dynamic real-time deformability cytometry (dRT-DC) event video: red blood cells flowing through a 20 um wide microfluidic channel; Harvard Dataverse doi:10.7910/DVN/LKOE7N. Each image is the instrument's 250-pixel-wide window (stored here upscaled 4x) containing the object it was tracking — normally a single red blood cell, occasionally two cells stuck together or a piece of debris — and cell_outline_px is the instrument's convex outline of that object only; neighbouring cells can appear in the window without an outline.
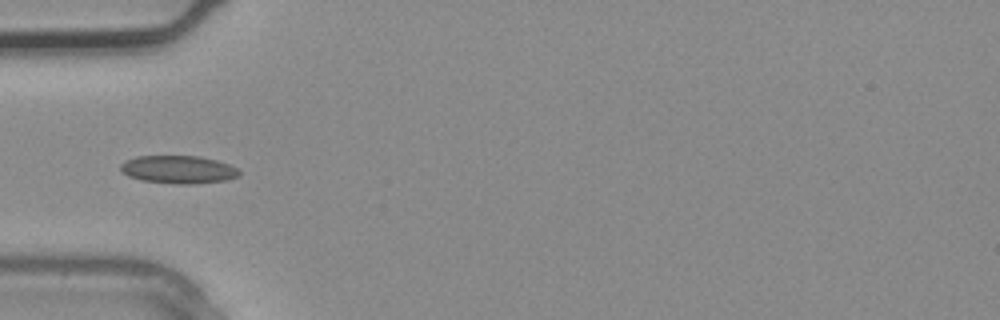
{"species": "common noctule bat (a hibernating species)", "species_latin": "Nyctalus noctula", "temperature_condition": "warm", "stored_images_in_passage": 3, "camera_frame_rate_fps": 3000, "um_per_image_px": 0.085, "animal": {"sex": "male", "body_mass_g": 20.4}, "frame": {"image": 1, "passage_image": 3, "time_ms": 0.667, "image_size_px": [1000, 320], "cell_outline_px": [[240, 176], [228, 180], [192, 184], [180, 184], [140, 180], [128, 176], [120, 172], [120, 164], [124, 160], [136, 156], [196, 156], [216, 160], [228, 164], [236, 168], [240, 172]], "centroid_in_image_um": [15.12, 14.41], "position_along_channel_um": 69.9, "area_um2": 19.42}}